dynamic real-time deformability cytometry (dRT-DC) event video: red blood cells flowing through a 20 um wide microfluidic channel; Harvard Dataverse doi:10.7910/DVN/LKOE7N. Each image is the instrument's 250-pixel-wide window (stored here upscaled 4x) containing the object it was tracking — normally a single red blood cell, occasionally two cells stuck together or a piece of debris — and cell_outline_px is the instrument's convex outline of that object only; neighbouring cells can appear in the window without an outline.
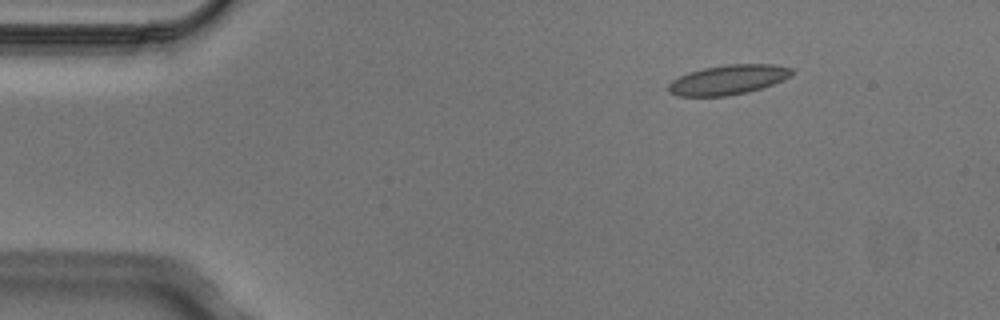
{"species": "Egyptian fruit bat (a non-hibernating species)", "species_latin": "Rousettus aegyptiacus", "temperature_condition": "cold", "stored_images_in_passage": 4, "segment_of_instrument_passage": [1, 2], "camera_frame_rate_fps": 3000, "um_per_image_px": 0.085, "animal": {"sex": "male"}, "frame": {"image": 1, "passage_image": 1, "time_ms": 0.0, "image_size_px": [1000, 320], "cell_outline_px": [[796, 72], [772, 84], [748, 92], [728, 96], [676, 96], [668, 92], [668, 84], [672, 80], [688, 72], [704, 68], [728, 64], [776, 64], [792, 68]], "centroid_in_image_um": [61.87, 6.78], "position_along_channel_um": 23.1, "area_um2": 21.33}}
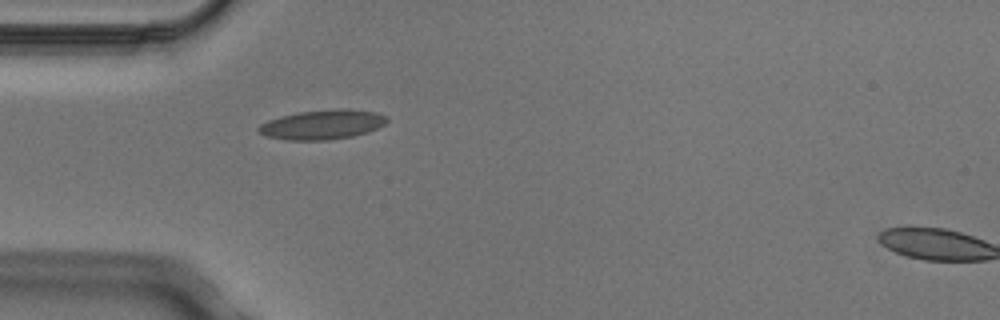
{"frame": {"image": 2, "passage_image": 3, "time_ms": 0.667, "image_size_px": [1000, 320], "cell_outline_px": [[388, 120], [384, 124], [368, 132], [352, 136], [328, 140], [284, 140], [264, 136], [256, 132], [256, 128], [260, 124], [268, 120], [280, 116], [300, 112], [336, 108], [344, 108], [376, 112], [388, 116]], "centroid_in_image_um": [27.36, 10.59], "position_along_channel_um": 57.6, "area_um2": 22.37}}